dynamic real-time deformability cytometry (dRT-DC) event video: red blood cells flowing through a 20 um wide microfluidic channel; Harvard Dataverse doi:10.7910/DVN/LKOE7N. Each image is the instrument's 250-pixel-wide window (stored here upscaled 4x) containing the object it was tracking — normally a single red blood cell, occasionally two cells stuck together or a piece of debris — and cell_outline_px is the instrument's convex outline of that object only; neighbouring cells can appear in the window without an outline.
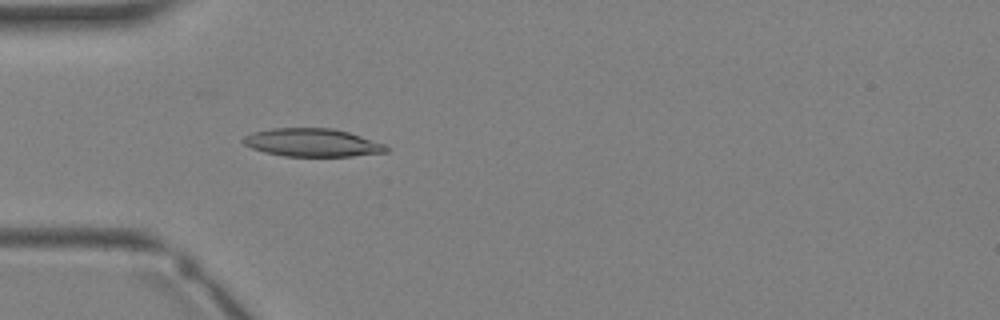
{"species": "Egyptian fruit bat (a non-hibernating species)", "species_latin": "Rousettus aegyptiacus", "temperature_condition": "warm", "stored_images_in_passage": 2, "camera_frame_rate_fps": 3000, "um_per_image_px": 0.085, "animal": {"sex": "female"}, "frame": {"image": 1, "passage_image": 2, "time_ms": 1.0, "image_size_px": [1000, 320], "cell_outline_px": [[388, 152], [352, 156], [284, 156], [264, 152], [252, 148], [244, 144], [240, 140], [244, 136], [252, 132], [272, 128], [332, 128], [348, 132], [384, 144], [388, 148]], "centroid_in_image_um": [26.5, 12.12], "position_along_channel_um": 58.5, "area_um2": 23.35}}